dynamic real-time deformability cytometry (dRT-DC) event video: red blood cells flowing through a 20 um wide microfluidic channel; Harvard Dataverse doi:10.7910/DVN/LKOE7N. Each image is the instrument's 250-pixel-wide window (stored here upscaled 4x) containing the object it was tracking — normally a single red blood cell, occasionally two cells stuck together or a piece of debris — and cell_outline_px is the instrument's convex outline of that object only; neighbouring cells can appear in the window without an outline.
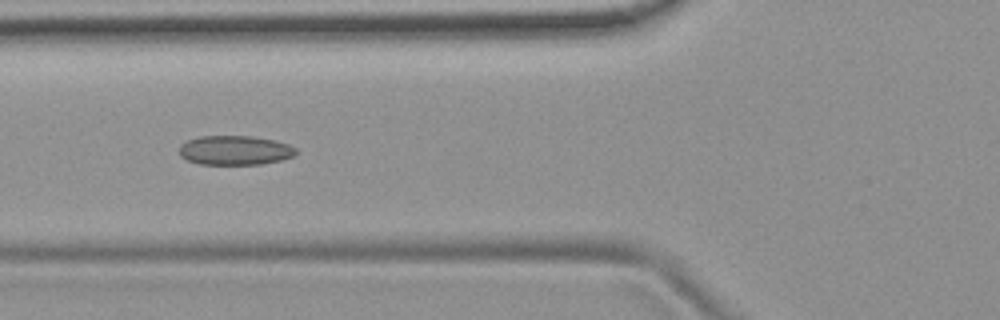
{"species": "common noctule bat (a hibernating species)", "species_latin": "Nyctalus noctula", "temperature_condition": "room temperature", "stored_images_in_passage": 4, "camera_frame_rate_fps": 3000, "um_per_image_px": 0.085, "animal": {"sex": "female", "body_mass_g": 19.9}, "frame": {"image": 1, "passage_image": 2, "time_ms": 0.333, "image_size_px": [1000, 320], "cell_outline_px": [[296, 152], [292, 156], [280, 160], [260, 164], [200, 164], [188, 160], [180, 156], [180, 144], [188, 140], [200, 136], [252, 136], [272, 140], [288, 144], [296, 148]], "centroid_in_image_um": [19.94, 12.77], "position_along_channel_um": 105.9, "area_um2": 19.77}}
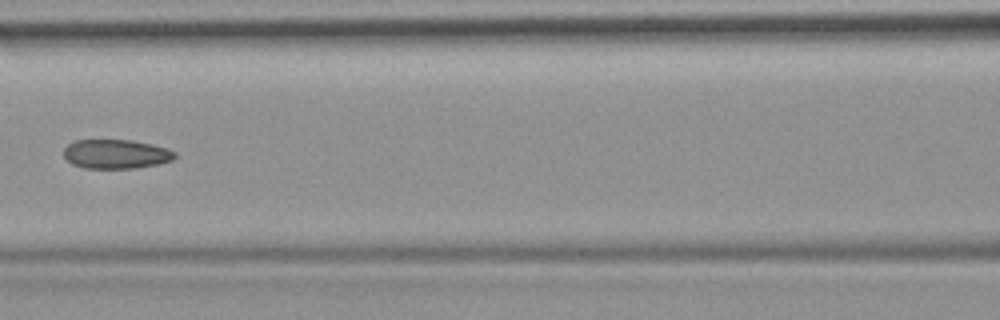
{"frame": {"image": 2, "passage_image": 3, "time_ms": 0.667, "image_size_px": [1000, 320], "cell_outline_px": [[176, 156], [172, 160], [156, 164], [136, 168], [84, 168], [72, 164], [64, 156], [64, 148], [68, 144], [76, 140], [132, 140], [152, 144], [168, 148], [176, 152]], "centroid_in_image_um": [9.87, 13.09], "position_along_channel_um": 156.7, "area_um2": 18.9}}
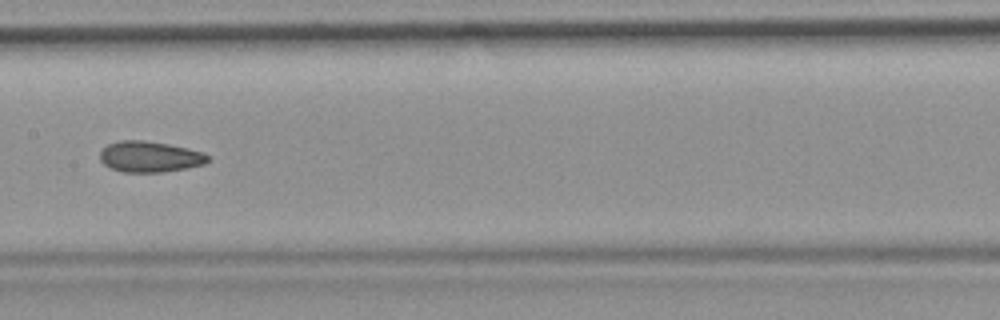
{"frame": {"image": 3, "passage_image": 4, "time_ms": 1.0, "image_size_px": [1000, 320], "cell_outline_px": [[212, 160], [204, 164], [188, 168], [160, 172], [120, 172], [104, 164], [100, 160], [100, 152], [108, 144], [120, 140], [144, 140], [168, 144], [188, 148], [204, 152], [212, 156]], "centroid_in_image_um": [12.79, 13.32], "position_along_channel_um": 194.6, "area_um2": 19.65}}